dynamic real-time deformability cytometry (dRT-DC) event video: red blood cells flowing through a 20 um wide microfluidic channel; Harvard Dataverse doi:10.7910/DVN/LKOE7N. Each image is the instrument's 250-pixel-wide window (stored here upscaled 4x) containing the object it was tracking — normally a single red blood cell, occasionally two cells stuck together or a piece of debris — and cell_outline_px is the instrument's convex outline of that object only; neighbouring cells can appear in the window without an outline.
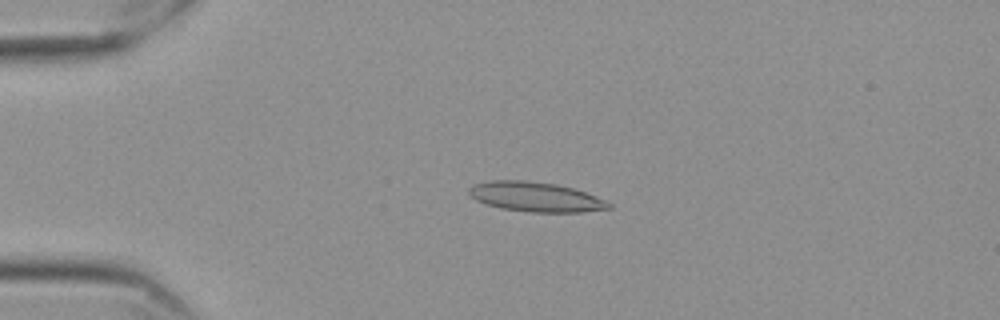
{"species": "Egyptian fruit bat (a non-hibernating species)", "species_latin": "Rousettus aegyptiacus", "temperature_condition": "cold", "stored_images_in_passage": 51, "camera_frame_rate_fps": 3000, "um_per_image_px": 0.085, "frame": {"image": 1, "passage_image": 7, "time_ms": 2.0, "image_size_px": [1000, 320], "cell_outline_px": [[612, 208], [580, 212], [532, 212], [500, 208], [476, 200], [468, 192], [468, 188], [476, 184], [492, 180], [524, 180], [556, 184], [572, 188], [584, 192], [604, 200], [612, 204]], "centroid_in_image_um": [45.52, 16.73], "position_along_channel_um": 39.5, "area_um2": 23.87}}
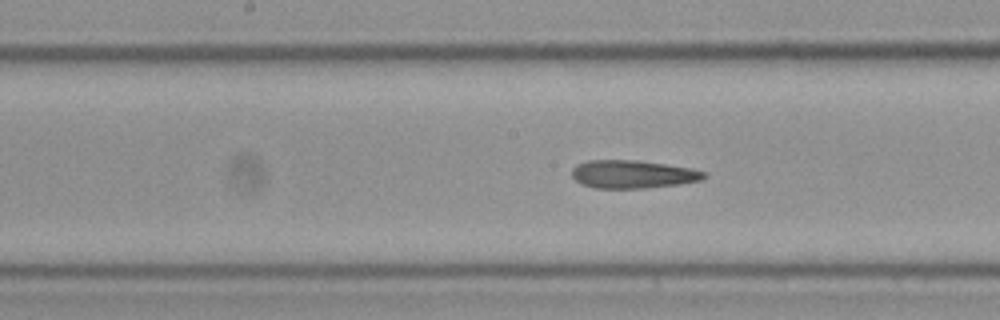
{"frame": {"image": 2, "passage_image": 23, "time_ms": 7.333, "image_size_px": [1000, 320], "cell_outline_px": [[708, 176], [700, 180], [676, 184], [644, 188], [596, 188], [584, 184], [576, 180], [572, 176], [572, 168], [576, 164], [588, 160], [636, 160], [692, 168], [704, 172]], "centroid_in_image_um": [53.76, 14.8], "position_along_channel_um": 194.4, "area_um2": 21.39}}
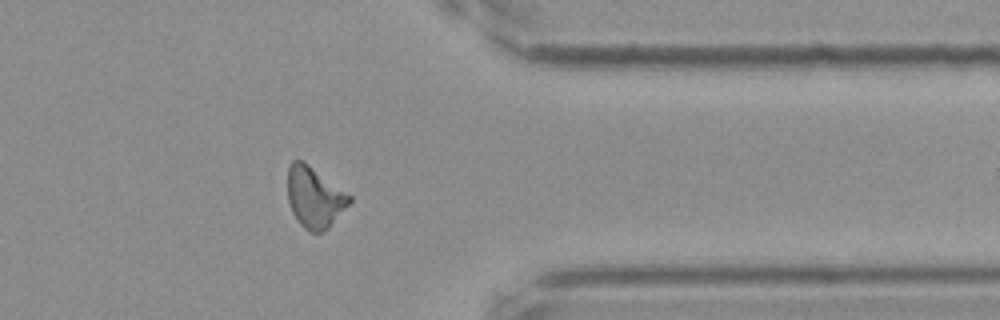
{"frame": {"image": 3, "passage_image": 40, "time_ms": 13.0, "image_size_px": [1000, 320], "cell_outline_px": [[352, 200], [328, 228], [324, 232], [312, 232], [304, 228], [300, 224], [292, 212], [288, 200], [288, 168], [292, 160], [300, 160], [352, 196]], "centroid_in_image_um": [26.72, 16.8], "position_along_channel_um": 384.7, "area_um2": 21.39}, "authors_computed_cell_mechanics": {"area_um2": 21.7906, "velocity_mm_per_s": 3.5412, "shape_relaxation_time_tau1_ms": 8.0683, "shape_relaxation_time_tau2_ms": 3.495, "deformation_change_tau1": 0.2009, "deformation_change_tau2": 0.1399}}